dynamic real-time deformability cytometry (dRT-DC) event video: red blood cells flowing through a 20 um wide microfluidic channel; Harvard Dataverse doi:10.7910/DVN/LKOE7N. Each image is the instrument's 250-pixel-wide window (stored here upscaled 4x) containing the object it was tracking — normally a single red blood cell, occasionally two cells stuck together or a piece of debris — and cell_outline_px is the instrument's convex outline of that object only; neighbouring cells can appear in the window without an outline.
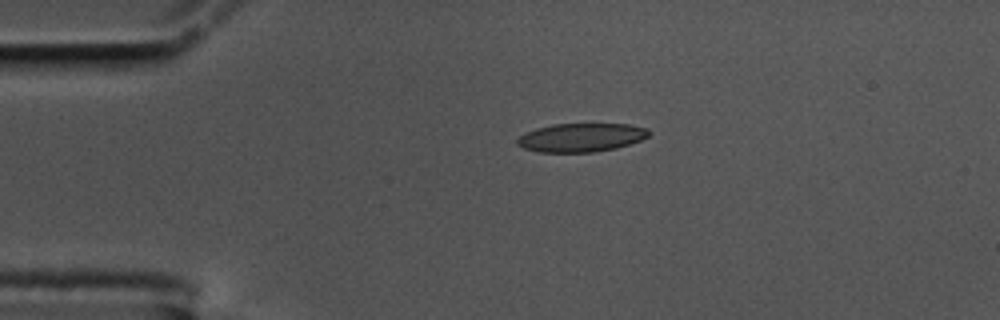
{"species": "common noctule bat (a hibernating species)", "species_latin": "Nyctalus noctula", "temperature_condition": "cold", "stored_images_in_passage": 46, "camera_frame_rate_fps": 3000, "um_per_image_px": 0.085, "animal": {"sex": "male", "body_mass_g": 17.5, "forearm_length_mm": 52.3}, "frame": {"image": 1, "passage_image": 1, "time_ms": 0.0, "image_size_px": [1000, 320], "cell_outline_px": [[652, 132], [648, 136], [640, 140], [616, 148], [596, 152], [540, 152], [524, 148], [516, 144], [516, 140], [520, 136], [536, 128], [552, 124], [628, 124], [648, 128]], "centroid_in_image_um": [49.42, 11.68], "position_along_channel_um": 35.6, "area_um2": 21.91}}
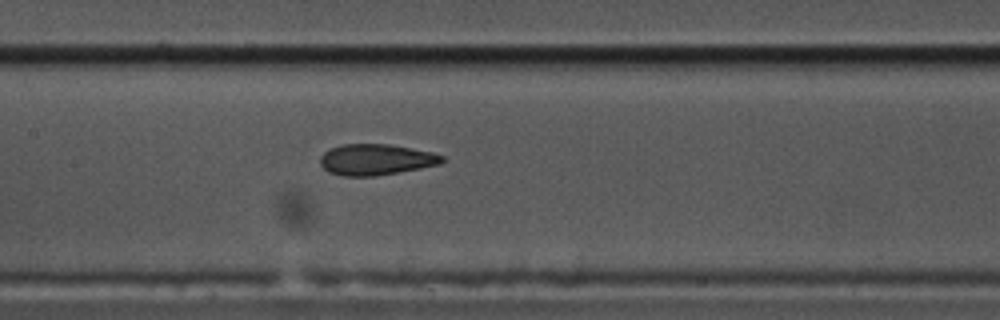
{"frame": {"image": 2, "passage_image": 16, "time_ms": 5.0, "image_size_px": [1000, 320], "cell_outline_px": [[444, 160], [440, 164], [420, 168], [376, 176], [344, 176], [328, 172], [320, 164], [320, 156], [324, 152], [332, 148], [344, 144], [388, 144], [432, 152], [444, 156]], "centroid_in_image_um": [31.94, 13.57], "position_along_channel_um": 175.5, "area_um2": 21.91}}
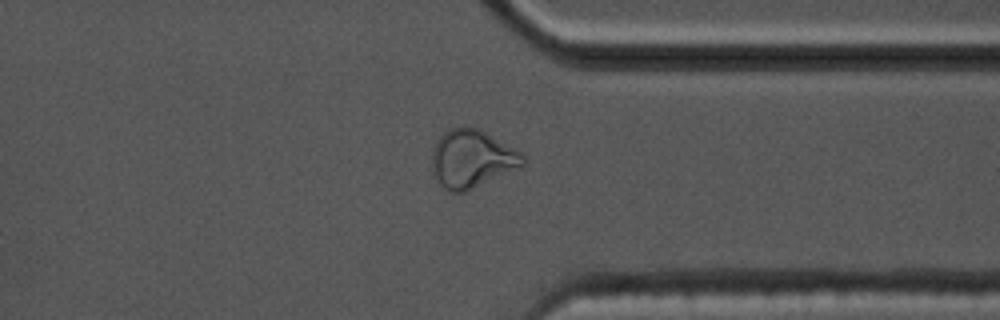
{"frame": {"image": 3, "passage_image": 33, "time_ms": 10.667, "image_size_px": [1000, 320], "cell_outline_px": [[528, 160], [524, 164], [464, 192], [448, 192], [432, 176], [432, 148], [436, 140], [448, 128], [468, 124], [480, 128], [516, 148]], "centroid_in_image_um": [40.07, 13.44], "position_along_channel_um": 371.3, "area_um2": 31.15}, "authors_computed_cell_mechanics": {"area_um2": 22.4553, "velocity_mm_per_s": 3.4901, "shape_relaxation_time_tau1_ms": null, "shape_relaxation_time_tau2_ms": 2.0054, "deformation_change_tau1": null, "deformation_change_tau2": 0.0807}}